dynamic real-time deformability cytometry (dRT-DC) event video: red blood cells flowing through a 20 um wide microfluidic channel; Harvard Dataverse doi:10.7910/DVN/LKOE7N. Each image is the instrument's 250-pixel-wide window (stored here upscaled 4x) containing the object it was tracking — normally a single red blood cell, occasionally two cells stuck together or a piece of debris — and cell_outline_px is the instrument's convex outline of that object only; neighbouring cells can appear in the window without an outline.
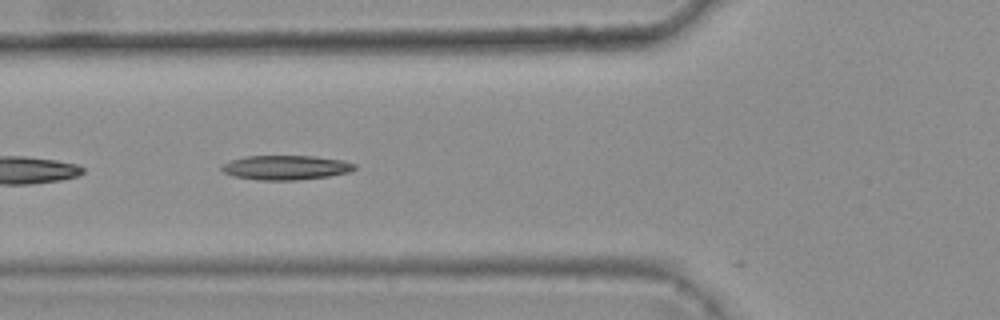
{"species": "common noctule bat (a hibernating species)", "species_latin": "Nyctalus noctula", "temperature_condition": "warm", "stored_images_in_passage": 6, "camera_frame_rate_fps": 3000, "um_per_image_px": 0.085, "animal": {"sex": "female", "body_mass_g": 25.1}, "frame": {"image": 1, "passage_image": 5, "time_ms": 1.333, "image_size_px": [1000, 320], "cell_outline_px": [[356, 168], [348, 172], [328, 176], [296, 180], [260, 180], [232, 176], [224, 172], [220, 168], [220, 164], [244, 156], [312, 156], [344, 160], [356, 164]], "centroid_in_image_um": [24.26, 14.24], "position_along_channel_um": 101.5, "area_um2": 18.96}}